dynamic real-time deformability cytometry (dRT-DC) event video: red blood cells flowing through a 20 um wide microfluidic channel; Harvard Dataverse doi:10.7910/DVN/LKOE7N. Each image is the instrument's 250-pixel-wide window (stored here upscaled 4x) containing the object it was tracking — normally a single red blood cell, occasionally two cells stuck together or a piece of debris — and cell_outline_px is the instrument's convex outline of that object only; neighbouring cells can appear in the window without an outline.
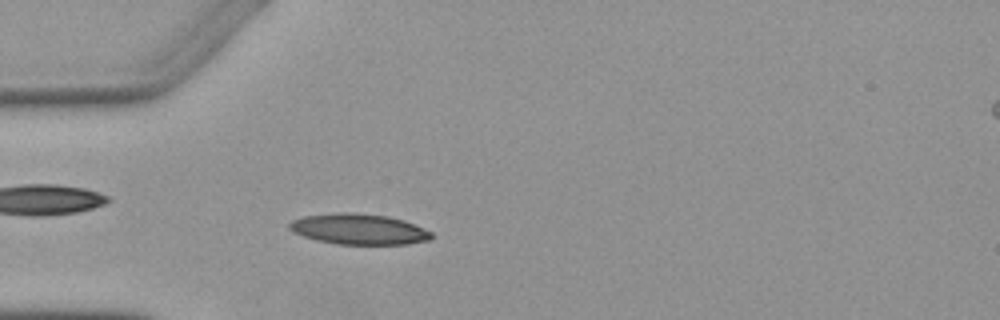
{"species": "Egyptian fruit bat (a non-hibernating species)", "species_latin": "Rousettus aegyptiacus", "temperature_condition": "warm", "stored_images_in_passage": 5, "camera_frame_rate_fps": 3000, "um_per_image_px": 0.085, "animal": {"sex": "female"}, "frame": {"image": 1, "passage_image": 5, "time_ms": 4.667, "image_size_px": [1000, 320], "cell_outline_px": [[432, 240], [408, 244], [336, 244], [316, 240], [292, 232], [288, 228], [288, 224], [292, 220], [304, 216], [336, 212], [356, 212], [388, 216], [404, 220], [432, 232]], "centroid_in_image_um": [30.49, 19.47], "position_along_channel_um": 54.5, "area_um2": 25.61}}